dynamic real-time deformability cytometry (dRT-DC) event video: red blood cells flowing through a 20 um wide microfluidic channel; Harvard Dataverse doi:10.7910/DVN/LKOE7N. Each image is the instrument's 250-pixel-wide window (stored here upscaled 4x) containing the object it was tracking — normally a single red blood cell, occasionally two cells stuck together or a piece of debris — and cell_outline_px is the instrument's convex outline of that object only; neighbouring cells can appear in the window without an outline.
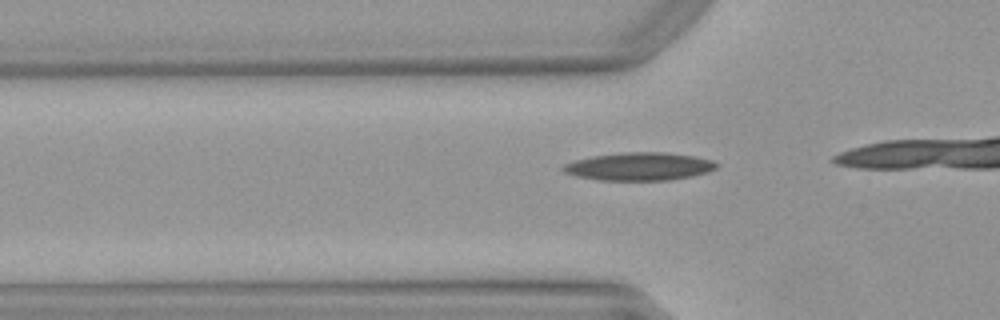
{"species": "Egyptian fruit bat (a non-hibernating species)", "species_latin": "Rousettus aegyptiacus", "temperature_condition": "warm", "stored_images_in_passage": 17, "camera_frame_rate_fps": 3000, "um_per_image_px": 0.085, "animal": {"sex": "female"}, "frame": {"image": 1, "passage_image": 12, "time_ms": 3.667, "image_size_px": [1000, 320], "cell_outline_px": [[720, 164], [716, 168], [708, 172], [692, 176], [668, 180], [600, 180], [576, 176], [564, 172], [560, 168], [564, 164], [576, 160], [592, 156], [624, 152], [668, 152], [692, 156], [712, 160]], "centroid_in_image_um": [54.34, 14.15], "position_along_channel_um": 71.5, "area_um2": 24.97}}